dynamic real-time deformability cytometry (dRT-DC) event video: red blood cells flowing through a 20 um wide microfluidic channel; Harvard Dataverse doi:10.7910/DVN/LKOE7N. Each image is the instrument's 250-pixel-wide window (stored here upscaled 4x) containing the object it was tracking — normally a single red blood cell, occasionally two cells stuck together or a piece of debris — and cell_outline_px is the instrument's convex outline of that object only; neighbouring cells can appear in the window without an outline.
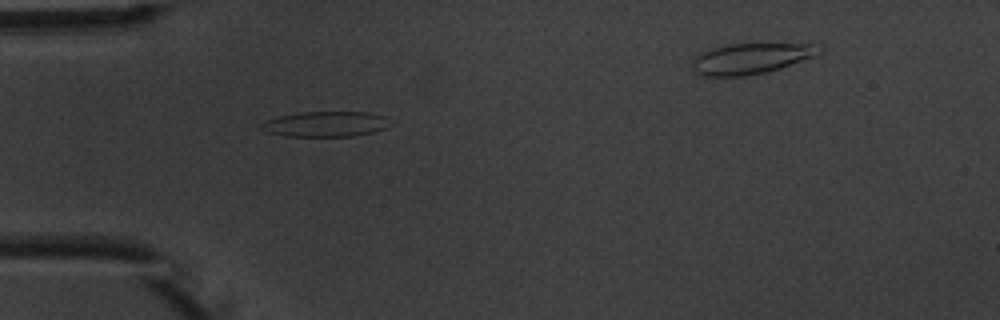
{"species": "common noctule bat (a hibernating species)", "species_latin": "Nyctalus noctula", "temperature_condition": "warm", "stored_images_in_passage": 5, "camera_frame_rate_fps": 3000, "um_per_image_px": 0.085, "animal": {"sex": "male", "body_mass_g": 20.1, "forearm_length_mm": 53.5}, "frame": {"image": 1, "passage_image": 4, "time_ms": 3.333, "image_size_px": [1000, 320], "cell_outline_px": [[384, 128], [372, 132], [352, 136], [284, 136], [268, 132], [260, 128], [260, 124], [268, 120], [280, 116], [300, 112], [368, 112], [384, 116]], "centroid_in_image_um": [27.58, 10.54], "position_along_channel_um": 57.4, "area_um2": 18.5}}